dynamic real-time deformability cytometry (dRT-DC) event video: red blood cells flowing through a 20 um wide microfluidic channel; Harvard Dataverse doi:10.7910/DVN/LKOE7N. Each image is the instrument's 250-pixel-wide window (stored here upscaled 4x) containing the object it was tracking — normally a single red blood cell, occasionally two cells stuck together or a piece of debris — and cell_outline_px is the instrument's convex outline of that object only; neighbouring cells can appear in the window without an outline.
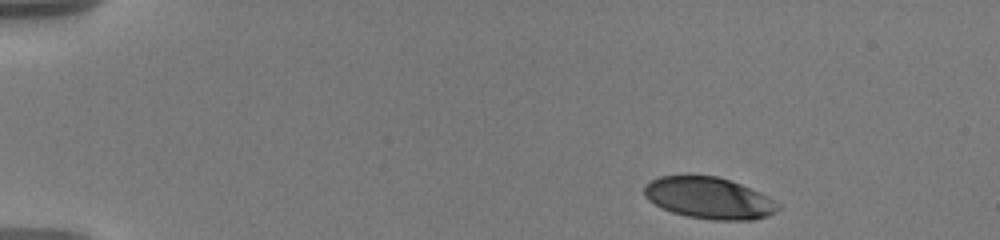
{"species": "human", "species_latin": "Homo sapiens", "temperature_condition": "warm", "stored_images_in_passage": 15, "camera_frame_rate_fps": 3000, "um_per_image_px": 0.085, "donor": {"sex": "male"}, "frame": {"image": 1, "passage_image": 1, "time_ms": 0.0, "image_size_px": [1000, 240], "cell_outline_px": [[780, 208], [776, 212], [768, 216], [752, 220], [712, 220], [688, 216], [672, 212], [648, 200], [644, 196], [644, 184], [660, 176], [716, 176], [740, 184], [760, 192], [768, 196], [780, 204]], "centroid_in_image_um": [60.29, 16.84], "position_along_channel_um": 24.7, "area_um2": 32.25}}
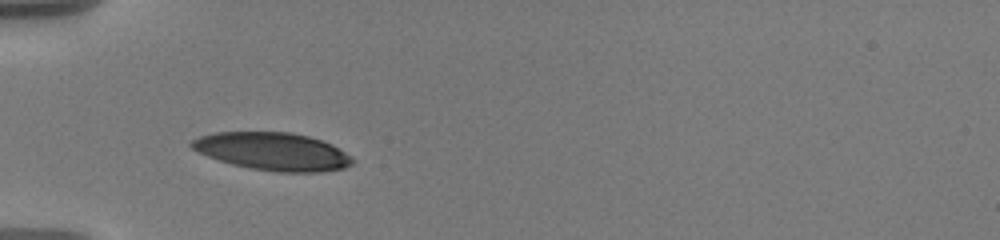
{"frame": {"image": 2, "passage_image": 9, "time_ms": 3.667, "image_size_px": [1000, 240], "cell_outline_px": [[352, 164], [344, 168], [320, 172], [276, 172], [252, 168], [232, 164], [196, 152], [188, 144], [192, 140], [200, 136], [216, 132], [292, 132], [308, 136], [332, 144], [352, 156]], "centroid_in_image_um": [23.18, 12.87], "position_along_channel_um": 61.8, "area_um2": 35.37}}
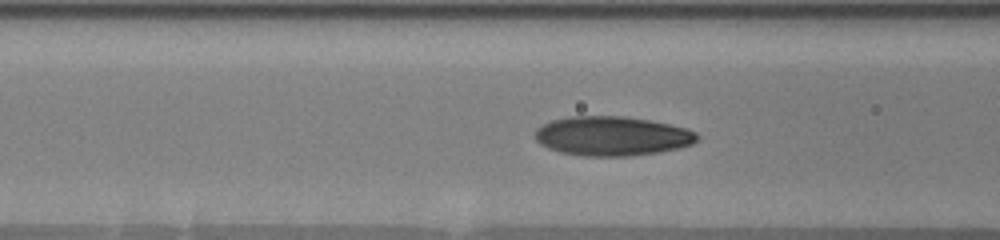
{"frame": {"image": 3, "passage_image": 13, "time_ms": 5.333, "image_size_px": [1000, 240], "cell_outline_px": [[700, 136], [692, 144], [680, 148], [660, 152], [628, 156], [584, 156], [560, 152], [548, 148], [540, 144], [536, 140], [536, 128], [552, 120], [572, 116], [624, 116], [648, 120], [688, 128], [696, 132]], "centroid_in_image_um": [52.05, 11.57], "position_along_channel_um": 114.6, "area_um2": 37.22}}